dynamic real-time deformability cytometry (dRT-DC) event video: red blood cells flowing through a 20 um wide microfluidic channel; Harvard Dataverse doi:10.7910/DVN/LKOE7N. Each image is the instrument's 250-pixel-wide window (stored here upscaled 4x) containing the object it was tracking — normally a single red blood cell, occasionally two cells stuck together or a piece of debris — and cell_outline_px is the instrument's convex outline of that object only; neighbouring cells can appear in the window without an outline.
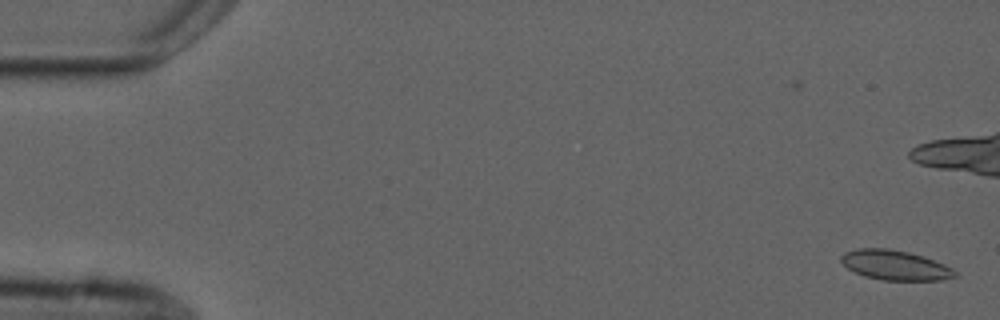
{"species": "common noctule bat (a hibernating species)", "species_latin": "Nyctalus noctula", "temperature_condition": "cold", "stored_images_in_passage": 2, "camera_frame_rate_fps": 3000, "um_per_image_px": 0.085, "animal": {"sex": "male", "forearm_length_mm": 52.5}, "frame": {"image": 1, "passage_image": 2, "time_ms": 1.333, "image_size_px": [1000, 320], "cell_outline_px": [[960, 276], [940, 280], [884, 280], [864, 276], [848, 268], [840, 260], [840, 256], [844, 252], [856, 248], [888, 248], [908, 252], [924, 256], [944, 264], [952, 268]], "centroid_in_image_um": [76.09, 22.53], "position_along_channel_um": 8.9, "area_um2": 19.83}}